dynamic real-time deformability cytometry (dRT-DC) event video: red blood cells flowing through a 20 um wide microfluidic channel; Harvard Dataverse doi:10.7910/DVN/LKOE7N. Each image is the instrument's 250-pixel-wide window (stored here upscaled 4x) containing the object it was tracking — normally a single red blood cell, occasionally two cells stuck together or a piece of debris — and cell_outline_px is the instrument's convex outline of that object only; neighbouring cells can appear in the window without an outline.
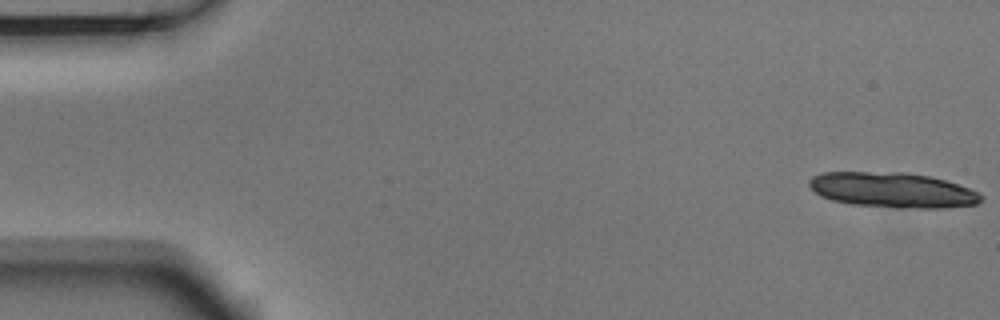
{"species": "Egyptian fruit bat (a non-hibernating species)", "species_latin": "Rousettus aegyptiacus", "temperature_condition": "room temperature", "stored_images_in_passage": 6, "camera_frame_rate_fps": 3000, "um_per_image_px": 0.085, "animal": {"sex": "male"}, "frame": {"image": 1, "passage_image": 1, "time_ms": 0.0, "image_size_px": [1000, 320], "cell_outline_px": [[984, 196], [976, 204], [940, 208], [896, 208], [852, 204], [832, 200], [820, 196], [808, 184], [808, 180], [812, 176], [824, 172], [904, 172], [928, 176], [944, 180], [968, 188]], "centroid_in_image_um": [75.82, 16.15], "position_along_channel_um": 9.2, "area_um2": 35.08}}
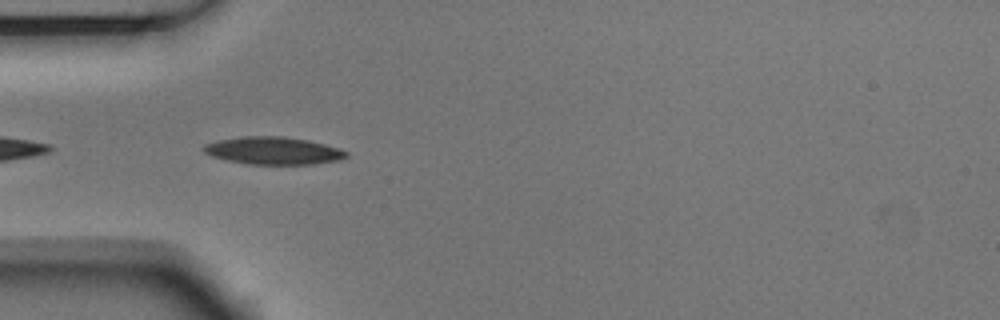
{"frame": {"image": 2, "passage_image": 5, "time_ms": 1.333, "image_size_px": [1000, 320], "cell_outline_px": [[348, 156], [340, 160], [312, 164], [248, 164], [228, 160], [212, 156], [204, 152], [204, 144], [220, 140], [240, 136], [284, 136], [308, 140], [340, 148], [348, 152]], "centroid_in_image_um": [23.26, 12.8], "position_along_channel_um": 61.7, "area_um2": 22.83}}
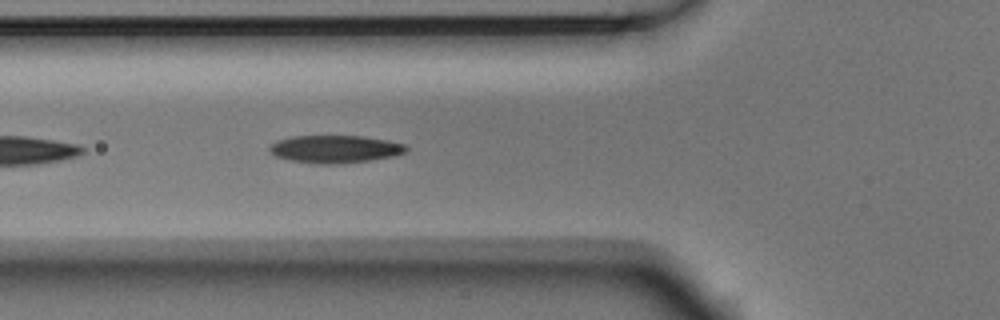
{"frame": {"image": 3, "passage_image": 6, "time_ms": 1.667, "image_size_px": [1000, 320], "cell_outline_px": [[408, 148], [404, 152], [392, 156], [368, 160], [340, 164], [320, 164], [288, 160], [276, 156], [268, 148], [276, 140], [292, 136], [364, 136], [388, 140], [404, 144]], "centroid_in_image_um": [28.46, 12.66], "position_along_channel_um": 97.3, "area_um2": 21.91}}